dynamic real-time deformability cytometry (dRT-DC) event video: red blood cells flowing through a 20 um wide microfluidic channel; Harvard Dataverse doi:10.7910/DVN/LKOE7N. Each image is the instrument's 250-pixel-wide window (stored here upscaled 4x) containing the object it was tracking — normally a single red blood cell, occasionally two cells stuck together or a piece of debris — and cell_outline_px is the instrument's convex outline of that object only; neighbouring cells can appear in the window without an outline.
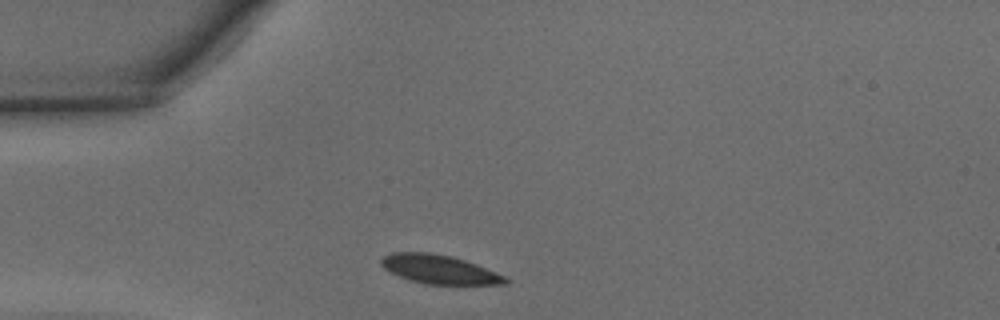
{"species": "common noctule bat (a hibernating species)", "species_latin": "Nyctalus noctula", "temperature_condition": "warm", "stored_images_in_passage": 25, "camera_frame_rate_fps": 3000, "um_per_image_px": 0.085, "animal": {"sex": "male", "body_mass_g": 15.6}, "frame": {"image": 1, "passage_image": 1, "time_ms": 0.0, "image_size_px": [1000, 320], "cell_outline_px": [[508, 284], [424, 284], [388, 272], [380, 264], [380, 260], [384, 256], [392, 252], [428, 252], [452, 256], [476, 264], [496, 272], [504, 276], [508, 280]], "centroid_in_image_um": [37.31, 22.89], "position_along_channel_um": 47.7, "area_um2": 20.75}}
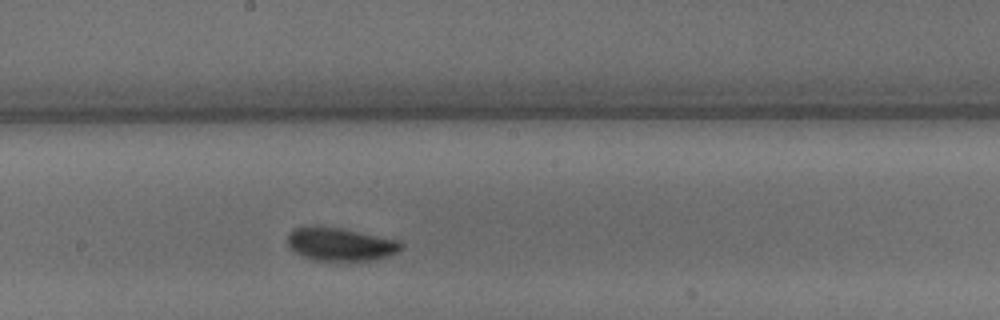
{"frame": {"image": 2, "passage_image": 14, "time_ms": 4.333, "image_size_px": [1000, 320], "cell_outline_px": [[404, 244], [396, 252], [388, 256], [376, 260], [348, 264], [312, 260], [300, 256], [292, 252], [288, 248], [288, 232], [292, 228], [344, 228], [400, 240]], "centroid_in_image_um": [28.94, 20.84], "position_along_channel_um": 219.3, "area_um2": 22.83}}
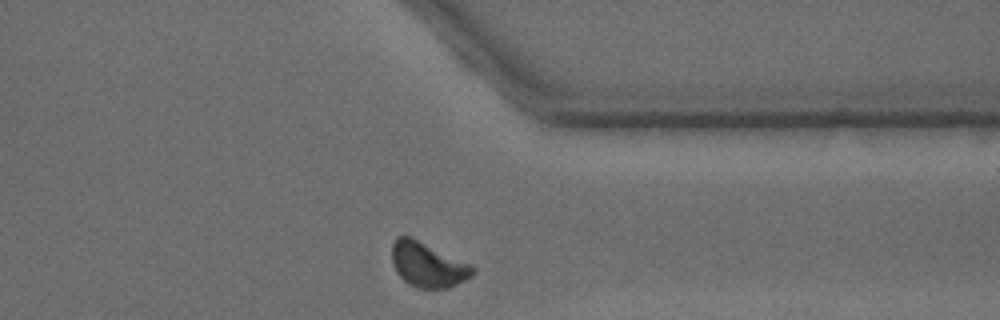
{"frame": {"image": 3, "passage_image": 25, "time_ms": 8.0, "image_size_px": [1000, 320], "cell_outline_px": [[476, 272], [472, 276], [448, 288], [416, 288], [408, 284], [396, 272], [392, 264], [392, 244], [396, 236], [412, 236], [472, 264], [476, 268]], "centroid_in_image_um": [36.37, 22.48], "position_along_channel_um": 375.0, "area_um2": 21.5}, "authors_computed_cell_mechanics": {"area_um2": 21.5016, "velocity_mm_per_s": 4.3318, "shape_relaxation_time_tau1_ms": 3.9535, "shape_relaxation_time_tau2_ms": 6.5464, "deformation_change_tau1": 0.1255, "deformation_change_tau2": 0.0896}}